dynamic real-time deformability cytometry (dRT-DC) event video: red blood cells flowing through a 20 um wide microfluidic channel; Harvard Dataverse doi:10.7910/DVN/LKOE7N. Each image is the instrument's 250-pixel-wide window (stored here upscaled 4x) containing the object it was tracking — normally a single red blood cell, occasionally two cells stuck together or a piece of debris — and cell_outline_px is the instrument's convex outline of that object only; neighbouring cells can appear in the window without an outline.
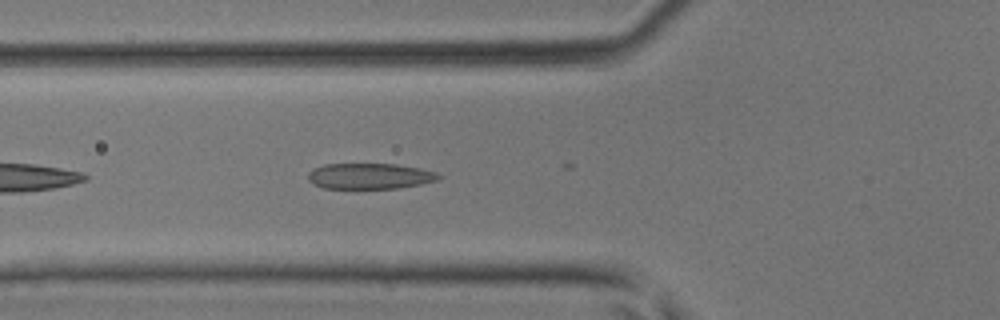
{"species": "common noctule bat (a hibernating species)", "species_latin": "Nyctalus noctula", "temperature_condition": "room temperature", "stored_images_in_passage": 10, "camera_frame_rate_fps": 3000, "um_per_image_px": 0.085, "animal": {"sex": "male", "body_mass_g": 17.9, "forearm_length_mm": 54.2}, "frame": {"image": 1, "passage_image": 4, "time_ms": 1.0, "image_size_px": [1000, 320], "cell_outline_px": [[444, 176], [436, 180], [420, 184], [396, 188], [324, 188], [312, 184], [308, 180], [308, 172], [312, 168], [324, 164], [396, 164], [420, 168], [436, 172]], "centroid_in_image_um": [31.4, 14.96], "position_along_channel_um": 94.4, "area_um2": 19.65}}
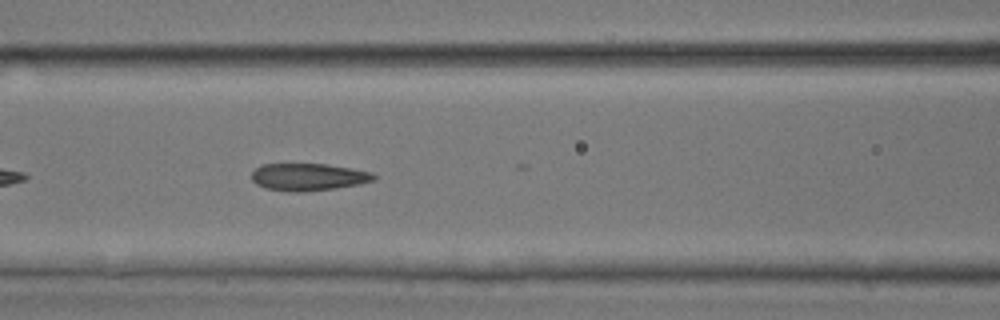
{"frame": {"image": 2, "passage_image": 7, "time_ms": 2.0, "image_size_px": [1000, 320], "cell_outline_px": [[376, 180], [360, 184], [336, 188], [300, 192], [288, 192], [264, 188], [256, 184], [252, 180], [252, 172], [260, 164], [324, 164], [352, 168], [372, 172], [376, 176]], "centroid_in_image_um": [26.2, 15.05], "position_along_channel_um": 140.4, "area_um2": 19.59}}